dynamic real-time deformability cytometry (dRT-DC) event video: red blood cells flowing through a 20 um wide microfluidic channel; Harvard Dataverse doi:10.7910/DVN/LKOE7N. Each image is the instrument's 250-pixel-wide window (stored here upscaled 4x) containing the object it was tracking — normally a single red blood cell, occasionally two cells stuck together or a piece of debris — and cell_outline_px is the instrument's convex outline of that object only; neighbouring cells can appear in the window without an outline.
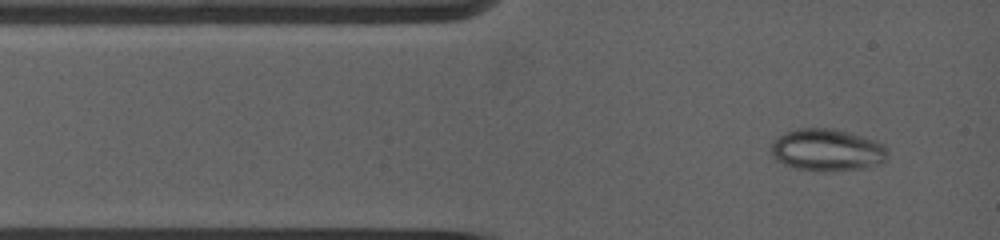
{"species": "common noctule bat (a hibernating species)", "species_latin": "Nyctalus noctula", "temperature_condition": "warm", "stored_images_in_passage": 35, "camera_frame_rate_fps": 5000, "um_per_image_px": 0.085, "animal": {"sex": "female", "body_mass_g": 19.0, "forearm_length_mm": 53.3}, "frame": {"image": 1, "passage_image": 1, "time_ms": 0.0, "image_size_px": [1000, 240], "cell_outline_px": [[888, 152], [884, 160], [864, 168], [824, 172], [820, 172], [796, 168], [784, 164], [776, 160], [772, 156], [772, 140], [788, 132], [800, 128], [832, 128], [848, 132], [876, 140]], "centroid_in_image_um": [70.26, 12.75], "position_along_channel_um": 14.7, "area_um2": 28.32}}
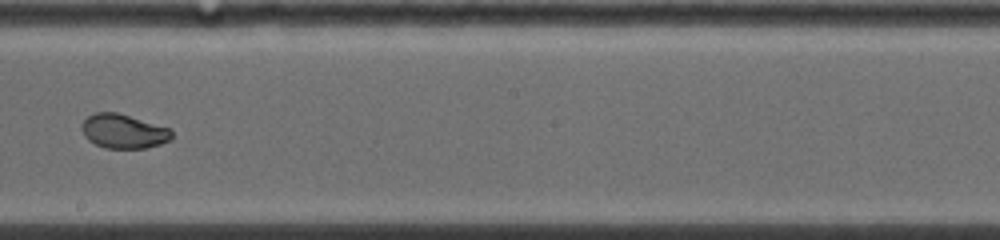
{"frame": {"image": 2, "passage_image": 18, "time_ms": 6.4, "image_size_px": [1000, 240], "cell_outline_px": [[172, 136], [168, 140], [160, 144], [144, 148], [104, 148], [88, 140], [84, 136], [80, 128], [80, 124], [88, 116], [96, 112], [116, 112], [172, 128]], "centroid_in_image_um": [10.47, 11.15], "position_along_channel_um": 237.7, "area_um2": 18.03}}
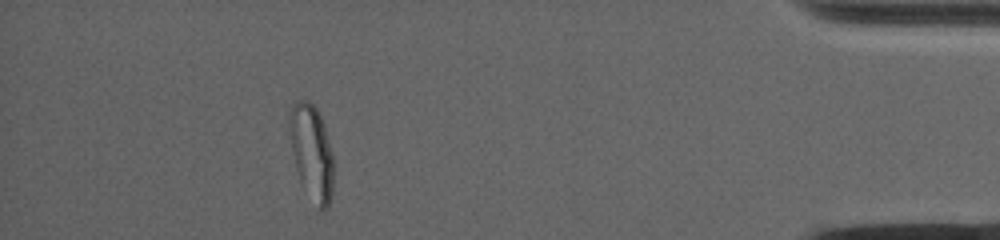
{"frame": {"image": 3, "passage_image": 35, "time_ms": 12.4, "image_size_px": [1000, 240], "cell_outline_px": [[332, 196], [328, 208], [320, 208], [300, 180], [296, 168], [292, 152], [288, 124], [288, 112], [292, 104], [296, 100], [308, 100], [316, 108], [320, 116], [324, 128], [332, 156]], "centroid_in_image_um": [26.45, 12.86], "position_along_channel_um": 408.8, "area_um2": 23.81}}